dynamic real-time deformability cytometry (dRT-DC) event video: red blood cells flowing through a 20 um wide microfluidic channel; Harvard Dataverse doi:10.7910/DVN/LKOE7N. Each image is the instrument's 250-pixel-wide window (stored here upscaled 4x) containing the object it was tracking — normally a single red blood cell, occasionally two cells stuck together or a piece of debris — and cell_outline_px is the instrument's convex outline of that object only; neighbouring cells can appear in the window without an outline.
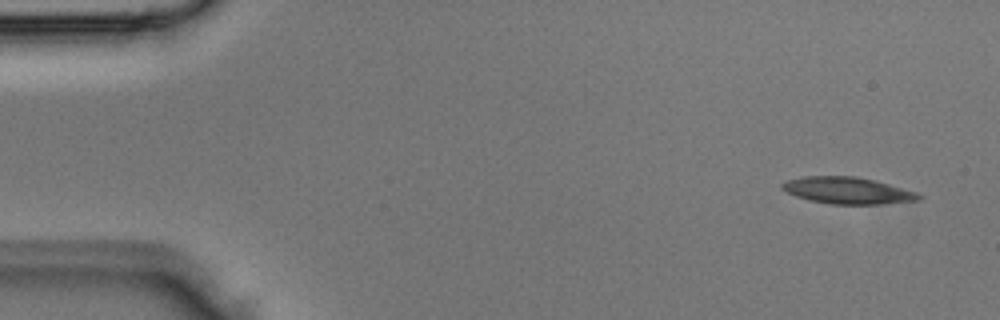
{"species": "Egyptian fruit bat (a non-hibernating species)", "species_latin": "Rousettus aegyptiacus", "temperature_condition": "room temperature", "stored_images_in_passage": 4, "camera_frame_rate_fps": 3000, "um_per_image_px": 0.085, "animal": {"sex": "male"}, "frame": {"image": 1, "passage_image": 1, "time_ms": 0.0, "image_size_px": [1000, 320], "cell_outline_px": [[924, 196], [920, 200], [880, 204], [832, 204], [808, 200], [796, 196], [780, 188], [780, 184], [788, 180], [804, 176], [856, 176], [920, 192]], "centroid_in_image_um": [72.07, 16.19], "position_along_channel_um": 12.9, "area_um2": 21.33}}
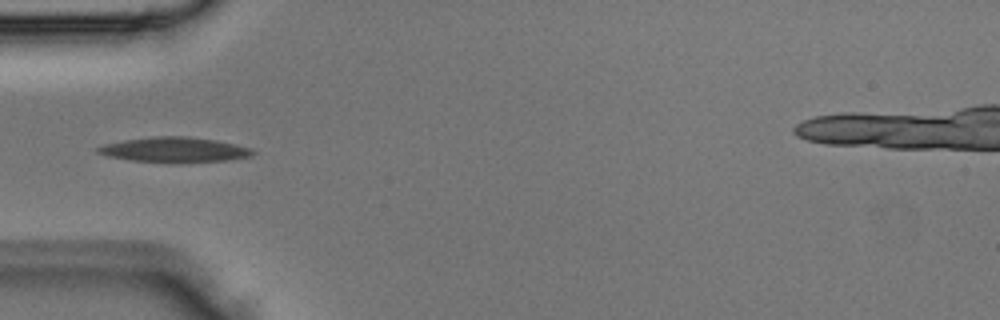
{"frame": {"image": 2, "passage_image": 4, "time_ms": 1.0, "image_size_px": [1000, 320], "cell_outline_px": [[256, 152], [252, 156], [228, 160], [184, 164], [180, 164], [128, 160], [108, 156], [96, 152], [96, 148], [104, 144], [124, 140], [152, 136], [188, 136], [216, 140], [236, 144], [252, 148]], "centroid_in_image_um": [14.86, 12.75], "position_along_channel_um": 70.1, "area_um2": 23.24}}